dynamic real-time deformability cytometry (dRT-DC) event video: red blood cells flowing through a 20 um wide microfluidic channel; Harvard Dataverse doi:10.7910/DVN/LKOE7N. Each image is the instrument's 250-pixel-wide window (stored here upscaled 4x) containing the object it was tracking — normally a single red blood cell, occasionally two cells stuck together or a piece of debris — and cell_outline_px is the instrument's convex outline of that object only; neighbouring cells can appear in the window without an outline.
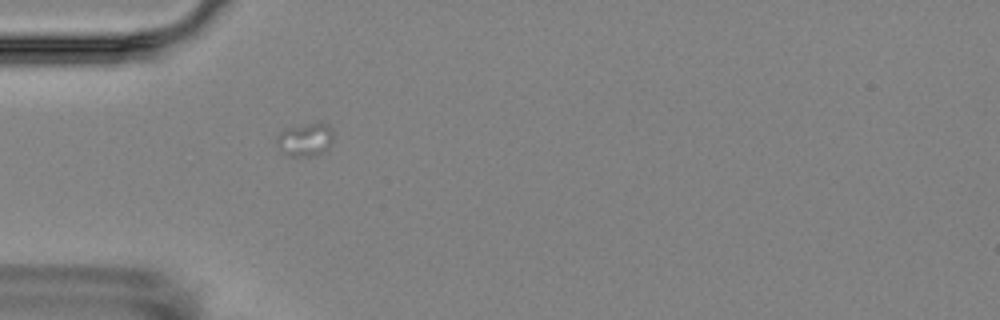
{"species": "Egyptian fruit bat (a non-hibernating species)", "species_latin": "Rousettus aegyptiacus", "temperature_condition": "room temperature", "stored_images_in_passage": 1, "camera_frame_rate_fps": 3000, "um_per_image_px": 0.085, "animal": {"sex": "female"}, "frame": {"image": 1, "passage_image": 1, "time_ms": 0.0, "image_size_px": [1000, 320], "cell_outline_px": [[332, 144], [324, 152], [316, 156], [288, 156], [280, 152], [276, 144], [276, 136], [284, 128], [316, 120], [324, 120], [332, 128]], "centroid_in_image_um": [25.95, 11.82], "position_along_channel_um": 59.1, "area_um2": 11.79}}